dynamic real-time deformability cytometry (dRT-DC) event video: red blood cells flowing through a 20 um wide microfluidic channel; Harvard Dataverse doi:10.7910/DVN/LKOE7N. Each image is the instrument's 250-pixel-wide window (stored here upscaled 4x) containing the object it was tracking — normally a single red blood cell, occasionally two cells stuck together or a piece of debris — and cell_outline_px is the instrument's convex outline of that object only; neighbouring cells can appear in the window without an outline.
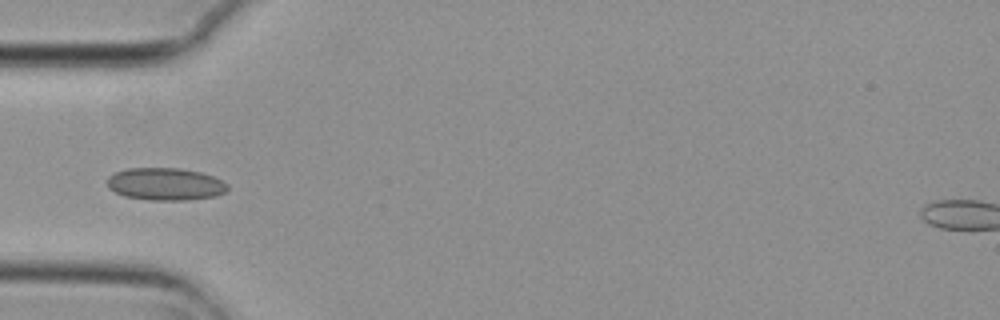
{"species": "common noctule bat (a hibernating species)", "species_latin": "Nyctalus noctula", "temperature_condition": "cold", "stored_images_in_passage": 4, "camera_frame_rate_fps": 3000, "um_per_image_px": 0.085, "animal": {"sex": "female", "body_mass_g": 29.2, "forearm_length_mm": 56.3}, "frame": {"image": 1, "passage_image": 1, "time_ms": 0.0, "image_size_px": [1000, 320], "cell_outline_px": [[228, 188], [224, 192], [216, 196], [188, 200], [148, 200], [124, 196], [108, 188], [108, 176], [116, 172], [128, 168], [180, 168], [200, 172], [212, 176], [228, 184]], "centroid_in_image_um": [14.05, 15.65], "position_along_channel_um": 71.0, "area_um2": 22.72}}
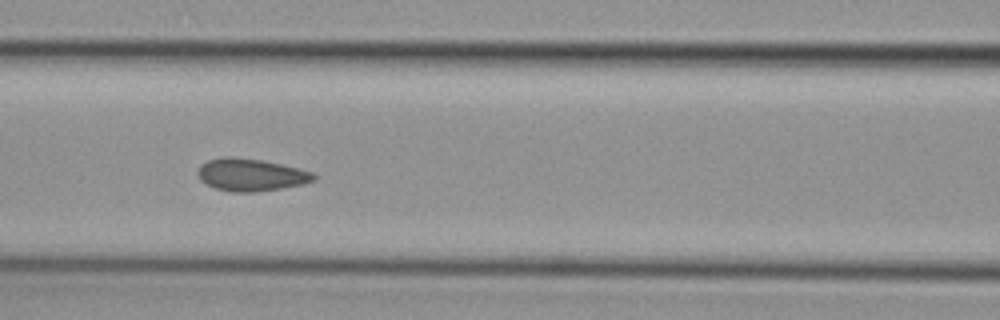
{"frame": {"image": 2, "passage_image": 3, "time_ms": 0.667, "image_size_px": [1000, 320], "cell_outline_px": [[316, 180], [304, 184], [280, 188], [252, 192], [232, 192], [216, 188], [204, 184], [200, 180], [196, 172], [200, 164], [208, 160], [224, 156], [228, 156], [260, 160], [300, 168], [312, 172], [316, 176]], "centroid_in_image_um": [21.29, 14.86], "position_along_channel_um": 145.3, "area_um2": 21.96}}
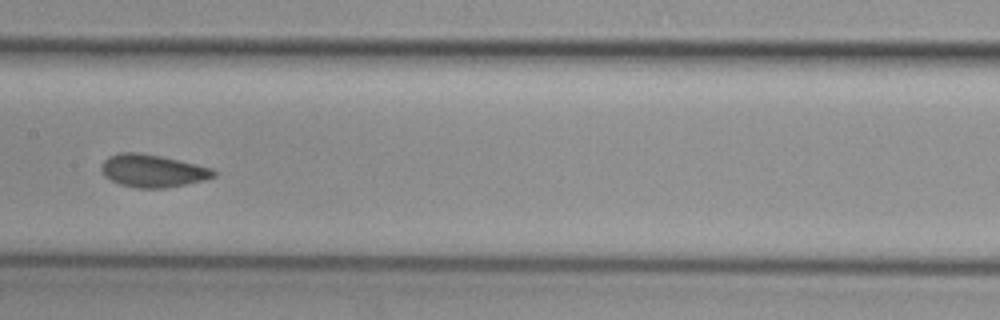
{"frame": {"image": 3, "passage_image": 4, "time_ms": 1.0, "image_size_px": [1000, 320], "cell_outline_px": [[216, 176], [204, 180], [164, 188], [136, 188], [120, 184], [104, 176], [100, 168], [100, 164], [108, 156], [120, 152], [140, 152], [160, 156], [196, 164], [212, 168], [216, 172]], "centroid_in_image_um": [12.94, 14.51], "position_along_channel_um": 194.5, "area_um2": 21.39}}